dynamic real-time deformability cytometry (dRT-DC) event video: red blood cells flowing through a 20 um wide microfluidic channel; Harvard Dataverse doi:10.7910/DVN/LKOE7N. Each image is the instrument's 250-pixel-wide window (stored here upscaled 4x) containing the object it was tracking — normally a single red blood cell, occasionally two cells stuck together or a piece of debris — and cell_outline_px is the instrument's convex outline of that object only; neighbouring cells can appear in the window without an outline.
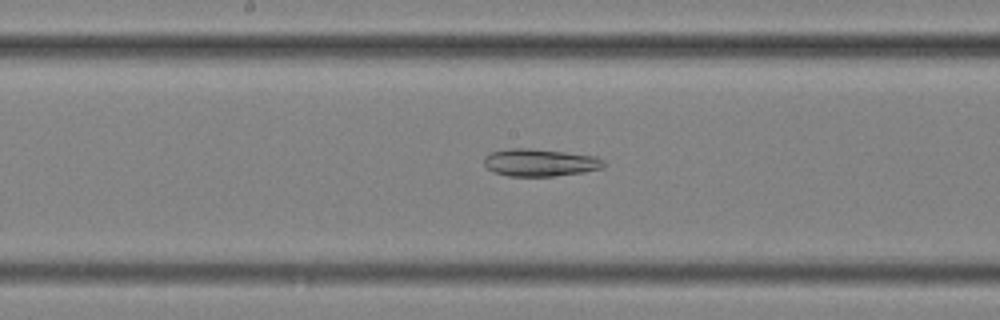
{"species": "common noctule bat (a hibernating species)", "species_latin": "Nyctalus noctula", "temperature_condition": "cold", "stored_images_in_passage": 46, "camera_frame_rate_fps": 3000, "um_per_image_px": 0.085, "animal": {"sex": "female", "body_mass_g": 25.1}, "frame": {"image": 1, "passage_image": 20, "time_ms": 6.333, "image_size_px": [1000, 320], "cell_outline_px": [[604, 168], [584, 172], [556, 176], [508, 176], [492, 172], [484, 164], [484, 156], [488, 152], [512, 148], [528, 148], [564, 152], [596, 156], [604, 160]], "centroid_in_image_um": [45.88, 13.82], "position_along_channel_um": 202.3, "area_um2": 19.31}, "authors_computed_cell_mechanics": {"area_um2": 24.8829, "velocity_mm_per_s": 3.6012, "shape_relaxation_time_tau1_ms": null, "shape_relaxation_time_tau2_ms": 6.5685, "deformation_change_tau1": null, "deformation_change_tau2": 0.1694}}